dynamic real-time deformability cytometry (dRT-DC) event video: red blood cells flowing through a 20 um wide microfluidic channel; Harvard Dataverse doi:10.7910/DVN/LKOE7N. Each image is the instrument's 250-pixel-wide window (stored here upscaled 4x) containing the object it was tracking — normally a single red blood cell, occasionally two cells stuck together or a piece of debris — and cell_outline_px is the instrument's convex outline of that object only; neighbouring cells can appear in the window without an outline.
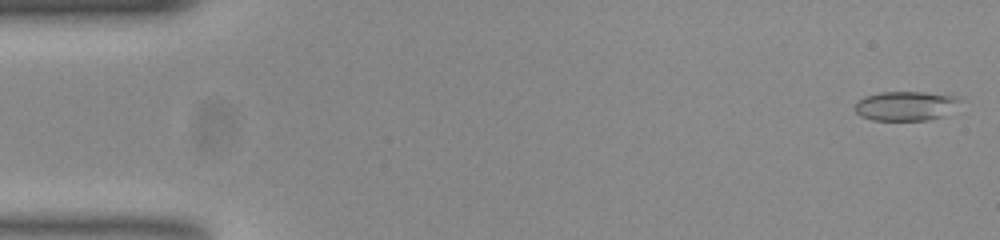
{"species": "common noctule bat (a hibernating species)", "species_latin": "Nyctalus noctula", "temperature_condition": "room temperature", "stored_images_in_passage": 9, "camera_frame_rate_fps": 3000, "um_per_image_px": 0.085, "animal": {"sex": "female", "body_mass_g": 23.0, "forearm_length_mm": 53.4}, "frame": {"image": 1, "passage_image": 2, "time_ms": 0.333, "image_size_px": [1000, 240], "cell_outline_px": [[960, 100], [944, 116], [928, 120], [872, 120], [860, 116], [852, 108], [864, 96], [880, 92], [924, 92], [960, 96]], "centroid_in_image_um": [76.94, 9.0], "position_along_channel_um": 8.1, "area_um2": 17.98}}